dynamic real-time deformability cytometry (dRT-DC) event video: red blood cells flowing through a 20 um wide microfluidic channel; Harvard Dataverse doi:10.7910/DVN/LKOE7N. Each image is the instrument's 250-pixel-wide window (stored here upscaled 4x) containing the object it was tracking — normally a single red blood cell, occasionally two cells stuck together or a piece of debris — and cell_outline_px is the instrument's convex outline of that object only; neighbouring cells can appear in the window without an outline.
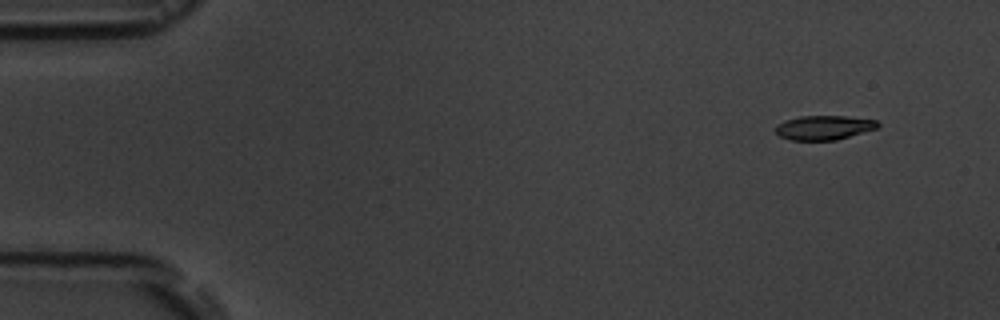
{"species": "common noctule bat (a hibernating species)", "species_latin": "Nyctalus noctula", "temperature_condition": "room temperature", "stored_images_in_passage": 5, "camera_frame_rate_fps": 3000, "um_per_image_px": 0.085, "animal": {"sex": "male", "body_mass_g": 19.5, "forearm_length_mm": 54.6}, "frame": {"image": 1, "passage_image": 1, "time_ms": 0.0, "image_size_px": [1000, 320], "cell_outline_px": [[880, 124], [876, 128], [836, 140], [792, 140], [780, 136], [776, 132], [776, 124], [784, 120], [800, 116], [844, 116], [876, 120]], "centroid_in_image_um": [70.0, 10.84], "position_along_channel_um": 15.0, "area_um2": 14.33}}
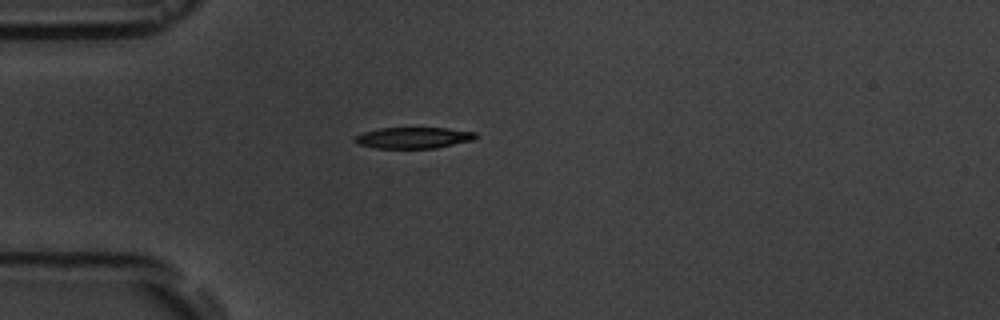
{"frame": {"image": 2, "passage_image": 4, "time_ms": 3.667, "image_size_px": [1000, 320], "cell_outline_px": [[480, 136], [476, 140], [436, 148], [376, 148], [356, 144], [352, 140], [356, 136], [364, 132], [380, 128], [448, 128], [476, 132]], "centroid_in_image_um": [35.2, 11.71], "position_along_channel_um": 49.8, "area_um2": 15.14}}